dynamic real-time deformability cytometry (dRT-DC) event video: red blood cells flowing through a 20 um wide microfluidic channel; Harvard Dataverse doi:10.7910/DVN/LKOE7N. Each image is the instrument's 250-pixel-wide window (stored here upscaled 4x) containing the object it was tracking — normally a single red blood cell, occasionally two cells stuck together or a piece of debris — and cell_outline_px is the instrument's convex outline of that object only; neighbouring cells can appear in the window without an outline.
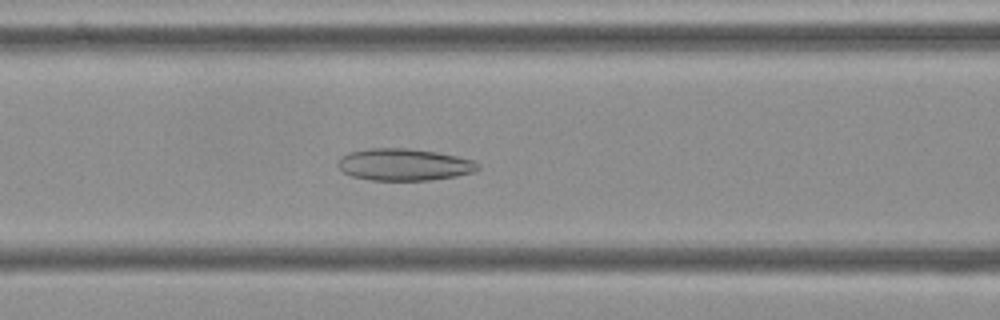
{"species": "Egyptian fruit bat (a non-hibernating species)", "species_latin": "Rousettus aegyptiacus", "temperature_condition": "cold", "stored_images_in_passage": 44, "camera_frame_rate_fps": 3000, "um_per_image_px": 0.085, "frame": {"image": 1, "passage_image": 11, "time_ms": 3.333, "image_size_px": [1000, 320], "cell_outline_px": [[480, 168], [472, 172], [456, 176], [428, 180], [372, 180], [352, 176], [344, 172], [336, 164], [336, 160], [340, 156], [348, 152], [372, 148], [408, 148], [436, 152], [456, 156], [472, 160], [480, 164]], "centroid_in_image_um": [34.31, 13.98], "position_along_channel_um": 132.3, "area_um2": 26.07}}
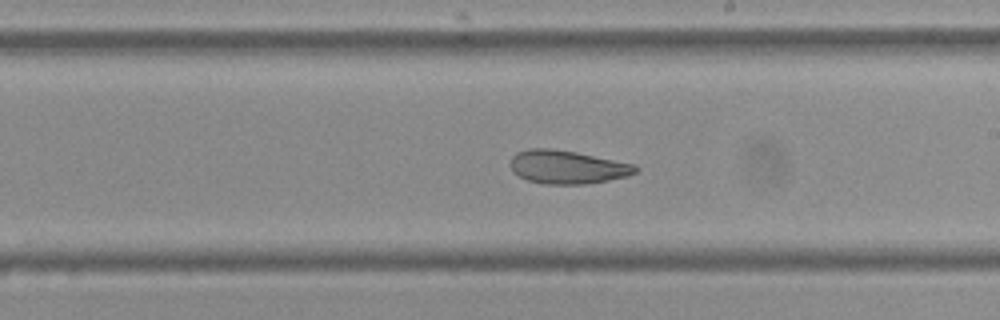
{"frame": {"image": 2, "passage_image": 20, "time_ms": 6.333, "image_size_px": [1000, 320], "cell_outline_px": [[640, 168], [636, 172], [628, 176], [608, 180], [584, 184], [544, 184], [528, 180], [512, 172], [508, 164], [512, 156], [516, 152], [528, 148], [552, 148], [576, 152], [636, 164]], "centroid_in_image_um": [48.2, 14.19], "position_along_channel_um": 240.8, "area_um2": 24.62}}
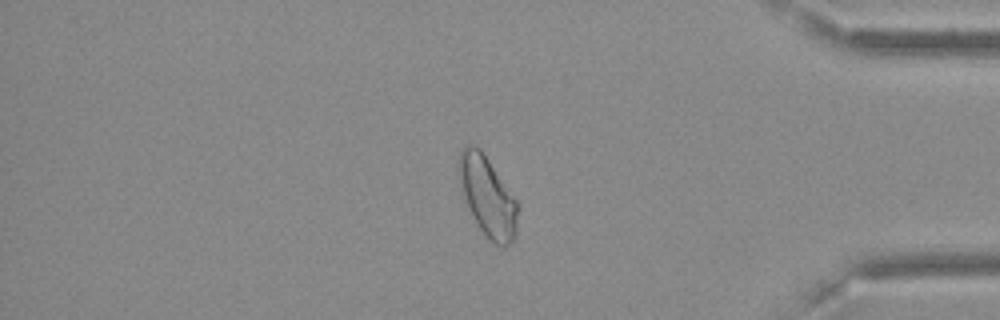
{"frame": {"image": 3, "passage_image": 35, "time_ms": 11.333, "image_size_px": [1000, 320], "cell_outline_px": [[520, 208], [516, 236], [504, 248], [496, 244], [476, 224], [460, 192], [460, 152], [468, 144], [472, 144], [480, 148], [520, 204]], "centroid_in_image_um": [41.49, 16.73], "position_along_channel_um": 393.7, "area_um2": 27.46}, "authors_computed_cell_mechanics": {"area_um2": 26.4435, "velocity_mm_per_s": 3.6214, "shape_relaxation_time_tau1_ms": null, "shape_relaxation_time_tau2_ms": 4.0615, "deformation_change_tau1": null, "deformation_change_tau2": 0.0886}}